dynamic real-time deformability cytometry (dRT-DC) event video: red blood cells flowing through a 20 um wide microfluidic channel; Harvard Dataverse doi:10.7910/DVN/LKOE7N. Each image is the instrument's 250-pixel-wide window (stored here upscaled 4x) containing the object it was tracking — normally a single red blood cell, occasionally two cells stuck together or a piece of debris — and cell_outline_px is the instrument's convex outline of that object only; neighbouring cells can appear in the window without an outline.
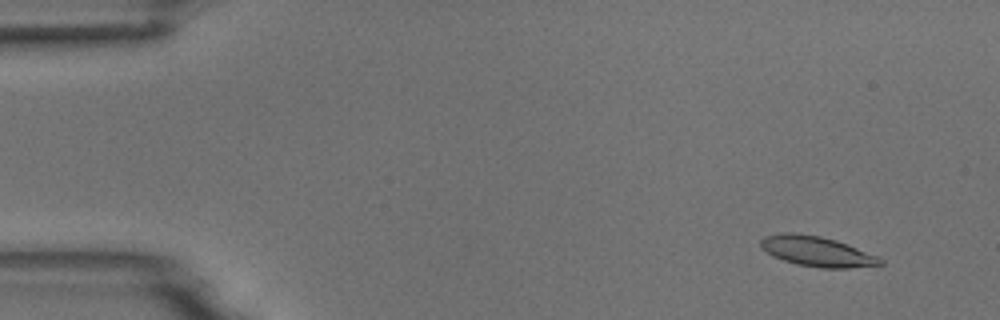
{"species": "common noctule bat (a hibernating species)", "species_latin": "Nyctalus noctula", "temperature_condition": "room temperature", "stored_images_in_passage": 55, "camera_frame_rate_fps": 3000, "um_per_image_px": 0.085, "animal": {"sex": "male", "body_mass_g": 18.8}, "frame": {"image": 1, "passage_image": 5, "time_ms": 1.333, "image_size_px": [1000, 320], "cell_outline_px": [[884, 264], [848, 268], [820, 268], [796, 264], [772, 256], [760, 248], [760, 240], [764, 236], [780, 232], [792, 232], [820, 236], [836, 240], [880, 256], [884, 260]], "centroid_in_image_um": [69.43, 21.36], "position_along_channel_um": 15.6, "area_um2": 21.27}}
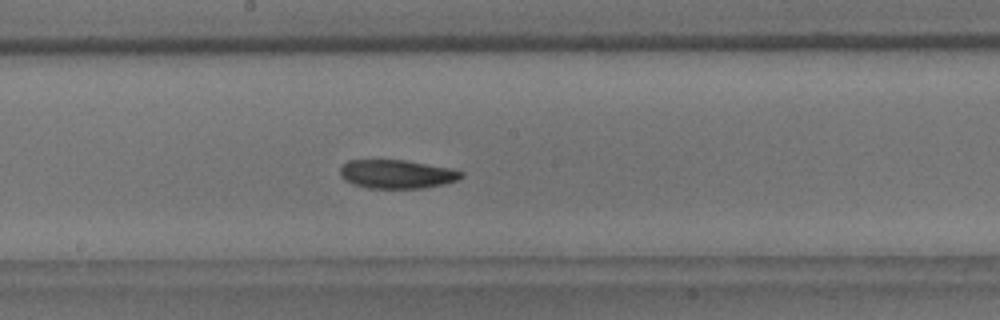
{"frame": {"image": 2, "passage_image": 30, "time_ms": 9.667, "image_size_px": [1000, 320], "cell_outline_px": [[464, 176], [460, 180], [444, 184], [420, 188], [368, 188], [352, 184], [344, 180], [340, 176], [340, 168], [348, 160], [404, 160], [452, 168], [464, 172]], "centroid_in_image_um": [33.75, 14.8], "position_along_channel_um": 214.4, "area_um2": 20.4}}
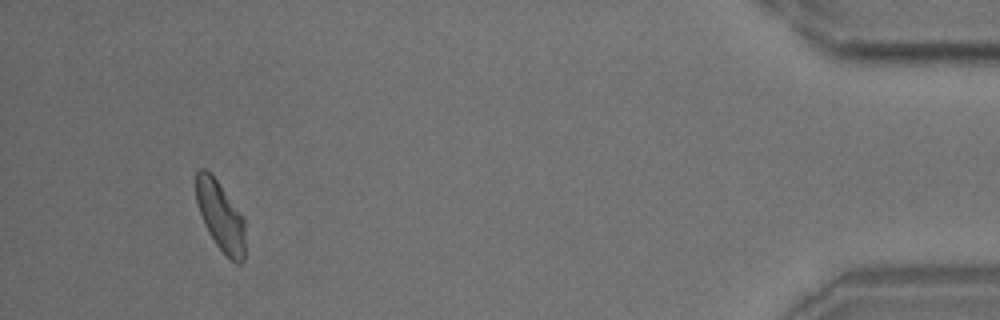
{"frame": {"image": 3, "passage_image": 52, "time_ms": 17.0, "image_size_px": [1000, 320], "cell_outline_px": [[244, 260], [240, 264], [236, 264], [216, 244], [208, 232], [204, 224], [196, 200], [196, 172], [200, 168], [204, 168], [216, 180], [244, 216]], "centroid_in_image_um": [18.75, 18.38], "position_along_channel_um": 416.5, "area_um2": 19.59}, "authors_computed_cell_mechanics": {"area_um2": 20.5768, "velocity_mm_per_s": 3.6884, "shape_relaxation_time_tau1_ms": 7.3678, "shape_relaxation_time_tau2_ms": 4.6924, "deformation_change_tau1": 0.1662, "deformation_change_tau2": 0.1074}}